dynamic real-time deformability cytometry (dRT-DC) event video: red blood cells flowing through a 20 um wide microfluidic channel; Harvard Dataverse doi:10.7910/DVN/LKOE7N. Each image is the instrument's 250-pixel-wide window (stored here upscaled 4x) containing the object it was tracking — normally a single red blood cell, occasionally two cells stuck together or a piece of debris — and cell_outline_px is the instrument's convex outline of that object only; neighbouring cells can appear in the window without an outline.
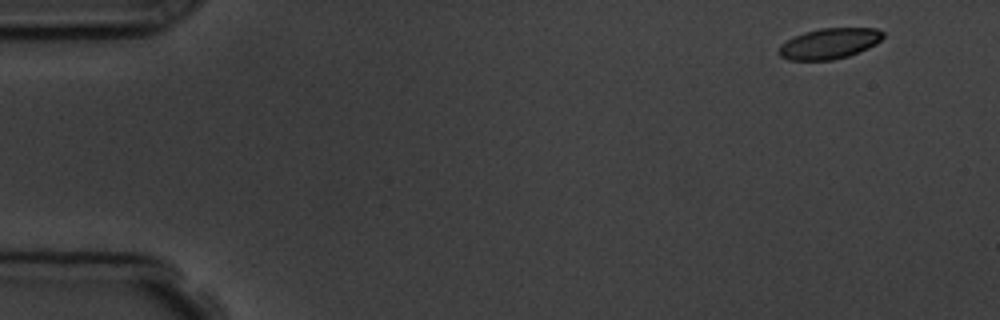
{"species": "common noctule bat (a hibernating species)", "species_latin": "Nyctalus noctula", "temperature_condition": "room temperature", "stored_images_in_passage": 8, "camera_frame_rate_fps": 3000, "um_per_image_px": 0.085, "animal": {"sex": "male", "body_mass_g": 19.5, "forearm_length_mm": 54.6}, "frame": {"image": 1, "passage_image": 1, "time_ms": 0.0, "image_size_px": [1000, 320], "cell_outline_px": [[884, 36], [876, 44], [868, 48], [848, 56], [832, 60], [788, 60], [780, 56], [776, 52], [780, 44], [804, 32], [820, 28], [876, 28], [884, 32]], "centroid_in_image_um": [70.48, 3.7], "position_along_channel_um": 14.5, "area_um2": 18.67}}
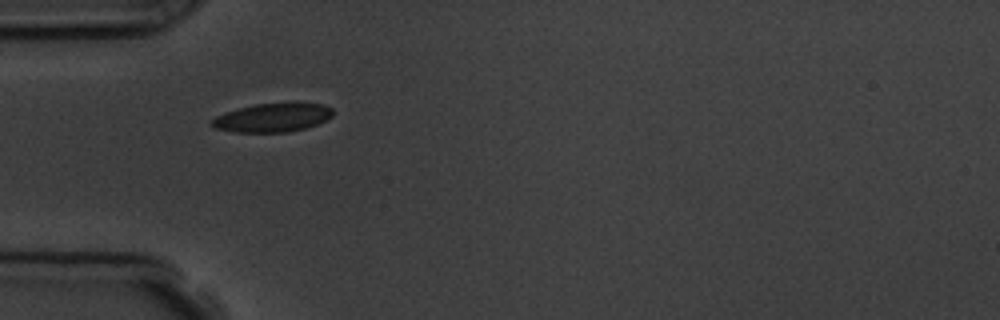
{"frame": {"image": 2, "passage_image": 4, "time_ms": 4.333, "image_size_px": [1000, 320], "cell_outline_px": [[332, 116], [316, 124], [304, 128], [288, 132], [236, 132], [216, 128], [208, 124], [216, 116], [224, 112], [256, 104], [324, 104], [332, 108]], "centroid_in_image_um": [23.12, 10.01], "position_along_channel_um": 61.9, "area_um2": 19.77}}
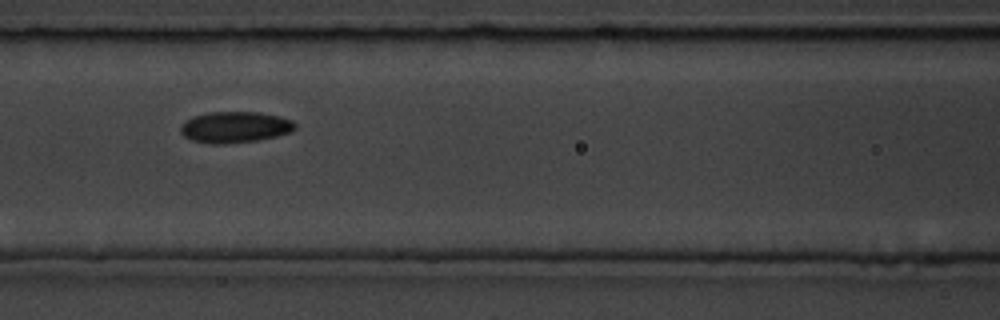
{"frame": {"image": 3, "passage_image": 6, "time_ms": 6.667, "image_size_px": [1000, 320], "cell_outline_px": [[296, 128], [288, 132], [276, 136], [256, 140], [224, 144], [212, 144], [192, 140], [184, 136], [180, 132], [180, 124], [184, 120], [208, 112], [256, 112], [280, 116], [292, 120], [296, 124]], "centroid_in_image_um": [19.94, 10.8], "position_along_channel_um": 146.7, "area_um2": 20.75}}